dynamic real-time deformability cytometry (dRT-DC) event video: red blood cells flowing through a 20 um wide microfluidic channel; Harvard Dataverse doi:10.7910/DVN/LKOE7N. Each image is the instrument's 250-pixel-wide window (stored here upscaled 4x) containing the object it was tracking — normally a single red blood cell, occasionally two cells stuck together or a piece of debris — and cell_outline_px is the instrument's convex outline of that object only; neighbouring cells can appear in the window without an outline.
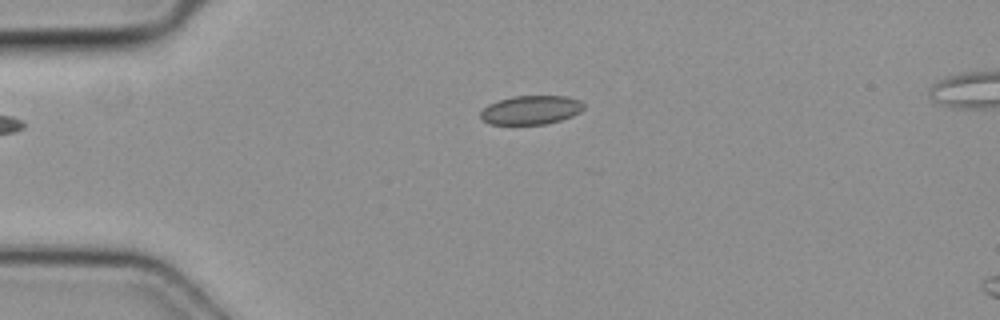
{"species": "common noctule bat (a hibernating species)", "species_latin": "Nyctalus noctula", "temperature_condition": "cold", "stored_images_in_passage": 2, "camera_frame_rate_fps": 3000, "um_per_image_px": 0.085, "animal": {"sex": "female", "body_mass_g": 19.3, "forearm_length_mm": 54.1}, "frame": {"image": 1, "passage_image": 1, "time_ms": 0.0, "image_size_px": [1000, 320], "cell_outline_px": [[584, 108], [580, 112], [572, 116], [560, 120], [544, 124], [488, 124], [480, 120], [480, 112], [488, 104], [496, 100], [512, 96], [564, 96], [580, 100], [584, 104]], "centroid_in_image_um": [45.09, 9.34], "position_along_channel_um": 39.9, "area_um2": 17.51}}